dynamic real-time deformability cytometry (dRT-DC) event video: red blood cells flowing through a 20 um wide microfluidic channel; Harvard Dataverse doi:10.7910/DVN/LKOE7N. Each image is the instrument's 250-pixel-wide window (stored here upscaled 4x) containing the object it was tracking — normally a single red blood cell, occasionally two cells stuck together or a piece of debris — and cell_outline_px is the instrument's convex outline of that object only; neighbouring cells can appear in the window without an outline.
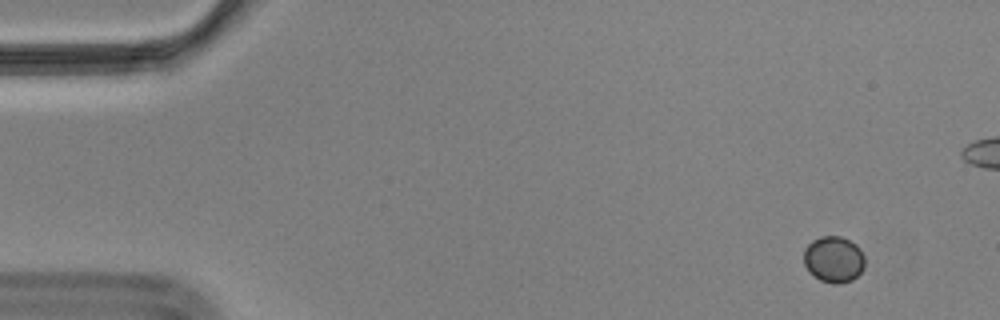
{"species": "Egyptian fruit bat (a non-hibernating species)", "species_latin": "Rousettus aegyptiacus", "temperature_condition": "cold", "stored_images_in_passage": 10, "camera_frame_rate_fps": 3000, "um_per_image_px": 0.085, "animal": {"sex": "male"}, "frame": {"image": 1, "passage_image": 1, "time_ms": 0.0, "image_size_px": [1000, 320], "cell_outline_px": [[864, 268], [852, 280], [840, 284], [832, 284], [820, 280], [808, 272], [804, 264], [804, 248], [812, 240], [820, 236], [840, 236], [856, 244], [860, 248], [864, 256]], "centroid_in_image_um": [70.85, 22.05], "position_along_channel_um": 14.2, "area_um2": 16.65}}